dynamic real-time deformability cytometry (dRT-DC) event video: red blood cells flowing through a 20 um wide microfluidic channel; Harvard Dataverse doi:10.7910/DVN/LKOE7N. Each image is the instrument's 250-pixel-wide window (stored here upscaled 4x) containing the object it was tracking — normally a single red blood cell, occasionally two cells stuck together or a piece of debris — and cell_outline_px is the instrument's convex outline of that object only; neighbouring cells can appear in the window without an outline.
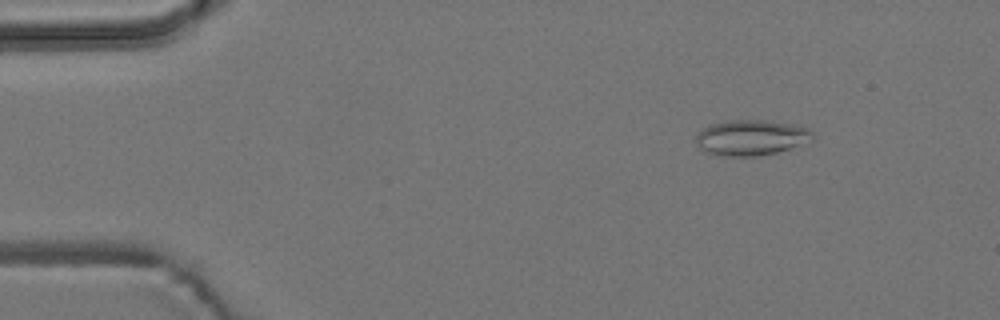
{"species": "common noctule bat (a hibernating species)", "species_latin": "Nyctalus noctula", "temperature_condition": "room temperature", "stored_images_in_passage": 7, "camera_frame_rate_fps": 3000, "um_per_image_px": 0.085, "animal": {"sex": "male", "body_mass_g": 19.2, "forearm_length_mm": 51.8}, "frame": {"image": 1, "passage_image": 2, "time_ms": 1.333, "image_size_px": [1000, 320], "cell_outline_px": [[812, 136], [788, 148], [776, 152], [760, 156], [728, 156], [708, 152], [700, 148], [696, 140], [696, 136], [708, 124], [732, 120], [768, 120], [792, 124], [808, 128], [812, 132]], "centroid_in_image_um": [63.78, 11.68], "position_along_channel_um": 21.2, "area_um2": 23.47}}
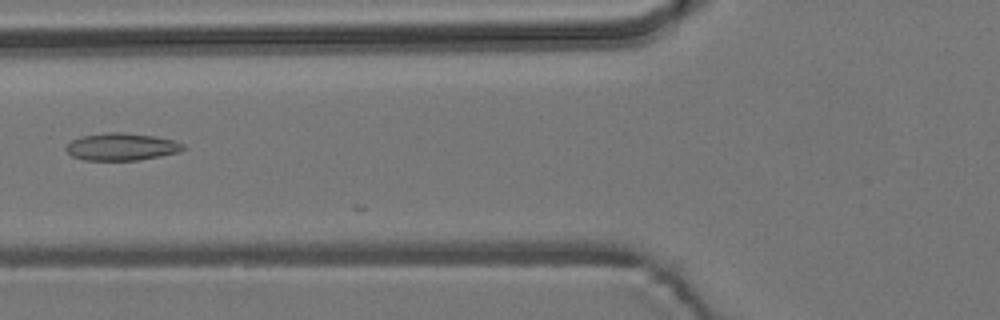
{"frame": {"image": 2, "passage_image": 6, "time_ms": 6.0, "image_size_px": [1000, 320], "cell_outline_px": [[188, 148], [180, 152], [160, 156], [136, 160], [84, 160], [72, 156], [64, 148], [72, 140], [80, 136], [108, 132], [124, 132], [156, 136], [176, 140], [184, 144]], "centroid_in_image_um": [10.38, 12.46], "position_along_channel_um": 115.4, "area_um2": 18.9}}
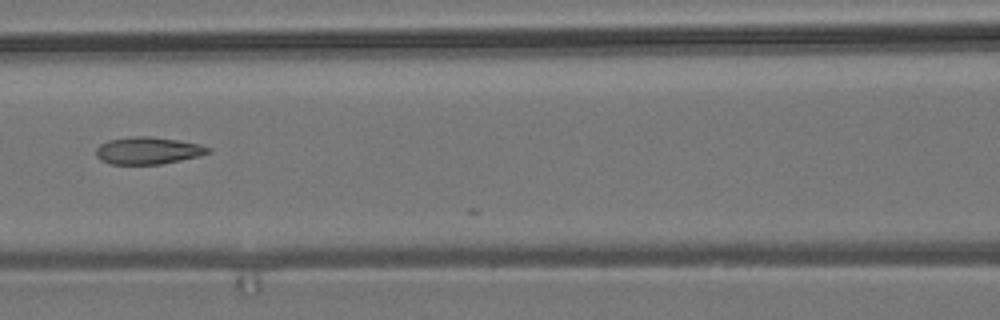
{"frame": {"image": 3, "passage_image": 7, "time_ms": 7.0, "image_size_px": [1000, 320], "cell_outline_px": [[212, 152], [200, 156], [160, 164], [108, 164], [100, 160], [96, 156], [96, 148], [100, 144], [108, 140], [132, 136], [152, 136], [200, 144], [212, 148]], "centroid_in_image_um": [12.58, 12.8], "position_along_channel_um": 154.0, "area_um2": 17.92}}